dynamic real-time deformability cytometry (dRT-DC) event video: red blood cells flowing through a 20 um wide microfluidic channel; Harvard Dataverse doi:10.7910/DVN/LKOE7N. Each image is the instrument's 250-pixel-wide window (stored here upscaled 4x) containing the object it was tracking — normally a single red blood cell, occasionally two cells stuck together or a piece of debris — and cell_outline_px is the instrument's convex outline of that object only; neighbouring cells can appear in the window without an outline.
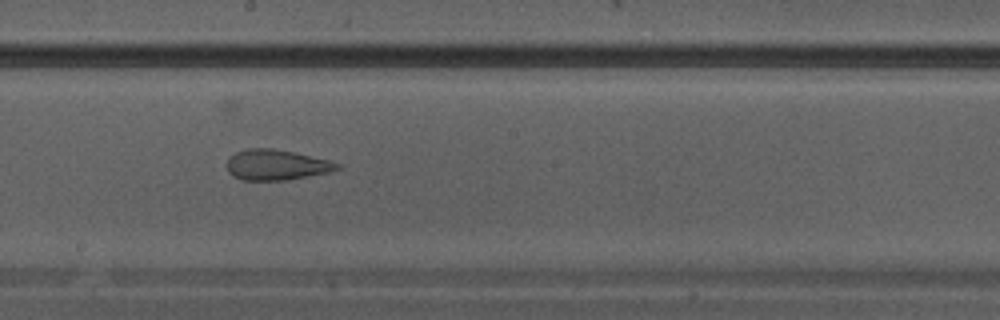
{"species": "Egyptian fruit bat (a non-hibernating species)", "species_latin": "Rousettus aegyptiacus", "temperature_condition": "warm", "stored_images_in_passage": 18, "camera_frame_rate_fps": 3000, "um_per_image_px": 0.085, "animal": {"sex": "male"}, "frame": {"image": 1, "passage_image": 12, "time_ms": 3.667, "image_size_px": [1000, 320], "cell_outline_px": [[340, 168], [332, 172], [288, 180], [240, 180], [232, 176], [228, 172], [228, 156], [236, 152], [248, 148], [272, 148], [292, 152], [328, 160], [340, 164]], "centroid_in_image_um": [23.48, 14.02], "position_along_channel_um": 224.7, "area_um2": 19.65}}